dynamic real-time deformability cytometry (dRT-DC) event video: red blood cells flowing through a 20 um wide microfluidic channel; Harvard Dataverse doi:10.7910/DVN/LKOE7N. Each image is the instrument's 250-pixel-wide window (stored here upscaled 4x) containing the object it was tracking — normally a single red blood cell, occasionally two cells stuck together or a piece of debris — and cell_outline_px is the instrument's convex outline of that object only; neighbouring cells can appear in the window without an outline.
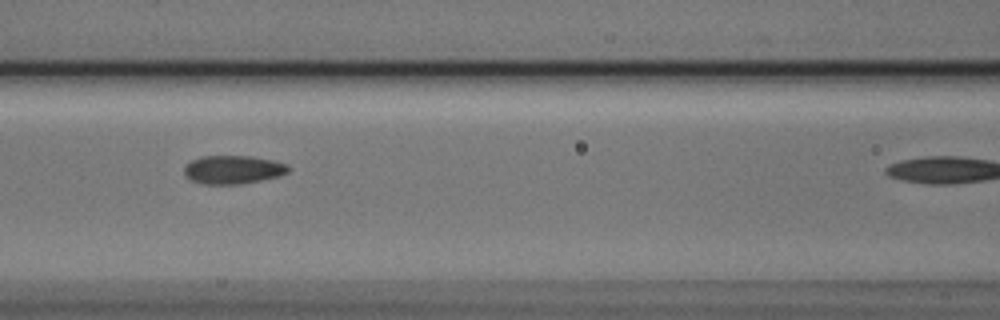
{"species": "Egyptian fruit bat (a non-hibernating species)", "species_latin": "Rousettus aegyptiacus", "temperature_condition": "cold", "stored_images_in_passage": 6, "camera_frame_rate_fps": 3000, "um_per_image_px": 0.085, "animal": {"sex": "male"}, "frame": {"image": 1, "passage_image": 4, "time_ms": 1.0, "image_size_px": [1000, 320], "cell_outline_px": [[288, 172], [280, 176], [240, 184], [204, 184], [192, 180], [184, 172], [184, 168], [192, 160], [200, 156], [252, 156], [272, 160], [288, 164]], "centroid_in_image_um": [19.83, 14.41], "position_along_channel_um": 146.8, "area_um2": 17.11}}
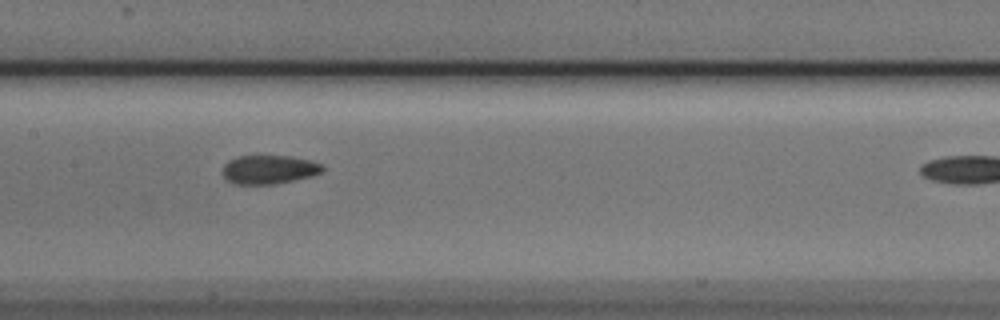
{"frame": {"image": 2, "passage_image": 5, "time_ms": 1.333, "image_size_px": [1000, 320], "cell_outline_px": [[324, 172], [312, 176], [276, 184], [232, 184], [224, 176], [224, 164], [228, 160], [236, 156], [292, 156], [312, 160], [324, 164]], "centroid_in_image_um": [22.92, 14.4], "position_along_channel_um": 184.5, "area_um2": 16.99}}